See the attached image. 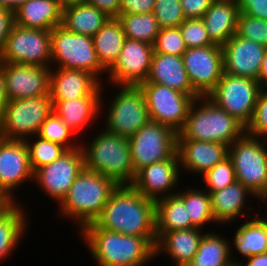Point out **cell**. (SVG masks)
I'll return each mask as SVG.
<instances>
[{
  "mask_svg": "<svg viewBox=\"0 0 267 266\" xmlns=\"http://www.w3.org/2000/svg\"><path fill=\"white\" fill-rule=\"evenodd\" d=\"M103 130L94 135L91 143L81 142L85 168L111 178L118 186L131 185L136 173L129 139Z\"/></svg>",
  "mask_w": 267,
  "mask_h": 266,
  "instance_id": "5b68a950",
  "label": "cell"
},
{
  "mask_svg": "<svg viewBox=\"0 0 267 266\" xmlns=\"http://www.w3.org/2000/svg\"><path fill=\"white\" fill-rule=\"evenodd\" d=\"M110 18L93 5L78 3L63 8L62 26L71 32L93 37Z\"/></svg>",
  "mask_w": 267,
  "mask_h": 266,
  "instance_id": "f546056e",
  "label": "cell"
},
{
  "mask_svg": "<svg viewBox=\"0 0 267 266\" xmlns=\"http://www.w3.org/2000/svg\"><path fill=\"white\" fill-rule=\"evenodd\" d=\"M236 34L267 47V20L253 18L240 13Z\"/></svg>",
  "mask_w": 267,
  "mask_h": 266,
  "instance_id": "7bdbcfd3",
  "label": "cell"
},
{
  "mask_svg": "<svg viewBox=\"0 0 267 266\" xmlns=\"http://www.w3.org/2000/svg\"><path fill=\"white\" fill-rule=\"evenodd\" d=\"M260 91L257 80L223 72L207 97L247 127L253 117Z\"/></svg>",
  "mask_w": 267,
  "mask_h": 266,
  "instance_id": "30bf717a",
  "label": "cell"
},
{
  "mask_svg": "<svg viewBox=\"0 0 267 266\" xmlns=\"http://www.w3.org/2000/svg\"><path fill=\"white\" fill-rule=\"evenodd\" d=\"M257 199L258 200L260 199L261 202H267V186H266L264 192Z\"/></svg>",
  "mask_w": 267,
  "mask_h": 266,
  "instance_id": "6f0895ef",
  "label": "cell"
},
{
  "mask_svg": "<svg viewBox=\"0 0 267 266\" xmlns=\"http://www.w3.org/2000/svg\"><path fill=\"white\" fill-rule=\"evenodd\" d=\"M181 166L176 153L168 160L155 162L140 169L131 186L145 198L157 201L163 197L176 194Z\"/></svg>",
  "mask_w": 267,
  "mask_h": 266,
  "instance_id": "ac0fdd59",
  "label": "cell"
},
{
  "mask_svg": "<svg viewBox=\"0 0 267 266\" xmlns=\"http://www.w3.org/2000/svg\"><path fill=\"white\" fill-rule=\"evenodd\" d=\"M7 98L49 95L51 67L3 62Z\"/></svg>",
  "mask_w": 267,
  "mask_h": 266,
  "instance_id": "d6986e66",
  "label": "cell"
},
{
  "mask_svg": "<svg viewBox=\"0 0 267 266\" xmlns=\"http://www.w3.org/2000/svg\"><path fill=\"white\" fill-rule=\"evenodd\" d=\"M203 232L198 228L166 232L156 242L155 256L164 252L176 266H187L197 253Z\"/></svg>",
  "mask_w": 267,
  "mask_h": 266,
  "instance_id": "4316f807",
  "label": "cell"
},
{
  "mask_svg": "<svg viewBox=\"0 0 267 266\" xmlns=\"http://www.w3.org/2000/svg\"><path fill=\"white\" fill-rule=\"evenodd\" d=\"M249 136L267 140V89H261L251 122L246 127Z\"/></svg>",
  "mask_w": 267,
  "mask_h": 266,
  "instance_id": "ee69618b",
  "label": "cell"
},
{
  "mask_svg": "<svg viewBox=\"0 0 267 266\" xmlns=\"http://www.w3.org/2000/svg\"><path fill=\"white\" fill-rule=\"evenodd\" d=\"M181 189V190H180ZM178 189L177 194L184 200L187 207L188 217H190L191 226L204 230L205 225L216 223L213 218L210 195L201 188H188L184 192L182 188Z\"/></svg>",
  "mask_w": 267,
  "mask_h": 266,
  "instance_id": "e575fe53",
  "label": "cell"
},
{
  "mask_svg": "<svg viewBox=\"0 0 267 266\" xmlns=\"http://www.w3.org/2000/svg\"><path fill=\"white\" fill-rule=\"evenodd\" d=\"M153 53L152 44L126 38L118 60L107 72L108 82L114 86H138L145 82L150 72Z\"/></svg>",
  "mask_w": 267,
  "mask_h": 266,
  "instance_id": "e0dca14e",
  "label": "cell"
},
{
  "mask_svg": "<svg viewBox=\"0 0 267 266\" xmlns=\"http://www.w3.org/2000/svg\"><path fill=\"white\" fill-rule=\"evenodd\" d=\"M155 0H121L119 14L151 13Z\"/></svg>",
  "mask_w": 267,
  "mask_h": 266,
  "instance_id": "7dc6e473",
  "label": "cell"
},
{
  "mask_svg": "<svg viewBox=\"0 0 267 266\" xmlns=\"http://www.w3.org/2000/svg\"><path fill=\"white\" fill-rule=\"evenodd\" d=\"M118 185L109 177L84 169L75 178L68 193L59 203L61 217L75 220L80 232L86 225L94 223Z\"/></svg>",
  "mask_w": 267,
  "mask_h": 266,
  "instance_id": "3957f363",
  "label": "cell"
},
{
  "mask_svg": "<svg viewBox=\"0 0 267 266\" xmlns=\"http://www.w3.org/2000/svg\"><path fill=\"white\" fill-rule=\"evenodd\" d=\"M37 135L43 139L60 144L67 150L81 147V141L75 143L76 139H73V137L77 136L75 132L72 131L53 111L42 123Z\"/></svg>",
  "mask_w": 267,
  "mask_h": 266,
  "instance_id": "74e56055",
  "label": "cell"
},
{
  "mask_svg": "<svg viewBox=\"0 0 267 266\" xmlns=\"http://www.w3.org/2000/svg\"><path fill=\"white\" fill-rule=\"evenodd\" d=\"M177 154L181 169L203 175L229 156V146L223 143L177 139Z\"/></svg>",
  "mask_w": 267,
  "mask_h": 266,
  "instance_id": "7402d4cb",
  "label": "cell"
},
{
  "mask_svg": "<svg viewBox=\"0 0 267 266\" xmlns=\"http://www.w3.org/2000/svg\"><path fill=\"white\" fill-rule=\"evenodd\" d=\"M18 203H6L0 209V262L10 256L29 228L25 208Z\"/></svg>",
  "mask_w": 267,
  "mask_h": 266,
  "instance_id": "f1b7e54d",
  "label": "cell"
},
{
  "mask_svg": "<svg viewBox=\"0 0 267 266\" xmlns=\"http://www.w3.org/2000/svg\"><path fill=\"white\" fill-rule=\"evenodd\" d=\"M86 3L95 6L111 18H117L120 11L121 0H86Z\"/></svg>",
  "mask_w": 267,
  "mask_h": 266,
  "instance_id": "681fc988",
  "label": "cell"
},
{
  "mask_svg": "<svg viewBox=\"0 0 267 266\" xmlns=\"http://www.w3.org/2000/svg\"><path fill=\"white\" fill-rule=\"evenodd\" d=\"M209 195L213 218L219 225L232 223L235 219L241 218L239 216H246L243 210L245 211L247 199L249 195L250 197H255L252 192L238 181L222 190L213 191Z\"/></svg>",
  "mask_w": 267,
  "mask_h": 266,
  "instance_id": "83f0119b",
  "label": "cell"
},
{
  "mask_svg": "<svg viewBox=\"0 0 267 266\" xmlns=\"http://www.w3.org/2000/svg\"><path fill=\"white\" fill-rule=\"evenodd\" d=\"M14 25V11L0 7V54Z\"/></svg>",
  "mask_w": 267,
  "mask_h": 266,
  "instance_id": "c3c4849f",
  "label": "cell"
},
{
  "mask_svg": "<svg viewBox=\"0 0 267 266\" xmlns=\"http://www.w3.org/2000/svg\"><path fill=\"white\" fill-rule=\"evenodd\" d=\"M247 219L238 227L231 242V249L235 248L234 250L245 257L244 259L267 252L266 225L256 215V212L253 217L249 219L248 216Z\"/></svg>",
  "mask_w": 267,
  "mask_h": 266,
  "instance_id": "836d02e7",
  "label": "cell"
},
{
  "mask_svg": "<svg viewBox=\"0 0 267 266\" xmlns=\"http://www.w3.org/2000/svg\"><path fill=\"white\" fill-rule=\"evenodd\" d=\"M32 178L34 172L24 140L0 138V198L5 203L17 201L14 191Z\"/></svg>",
  "mask_w": 267,
  "mask_h": 266,
  "instance_id": "5bb4252c",
  "label": "cell"
},
{
  "mask_svg": "<svg viewBox=\"0 0 267 266\" xmlns=\"http://www.w3.org/2000/svg\"><path fill=\"white\" fill-rule=\"evenodd\" d=\"M267 140L244 134L229 146L236 180L258 198L267 186Z\"/></svg>",
  "mask_w": 267,
  "mask_h": 266,
  "instance_id": "ba28073f",
  "label": "cell"
},
{
  "mask_svg": "<svg viewBox=\"0 0 267 266\" xmlns=\"http://www.w3.org/2000/svg\"><path fill=\"white\" fill-rule=\"evenodd\" d=\"M214 0H180L185 19L202 18Z\"/></svg>",
  "mask_w": 267,
  "mask_h": 266,
  "instance_id": "bcb514c9",
  "label": "cell"
},
{
  "mask_svg": "<svg viewBox=\"0 0 267 266\" xmlns=\"http://www.w3.org/2000/svg\"><path fill=\"white\" fill-rule=\"evenodd\" d=\"M257 81L261 89H267V48L264 53V58Z\"/></svg>",
  "mask_w": 267,
  "mask_h": 266,
  "instance_id": "f5cc1de1",
  "label": "cell"
},
{
  "mask_svg": "<svg viewBox=\"0 0 267 266\" xmlns=\"http://www.w3.org/2000/svg\"><path fill=\"white\" fill-rule=\"evenodd\" d=\"M85 227H100L131 236H157L155 201L131 185H120L109 196L99 217Z\"/></svg>",
  "mask_w": 267,
  "mask_h": 266,
  "instance_id": "6da1fadb",
  "label": "cell"
},
{
  "mask_svg": "<svg viewBox=\"0 0 267 266\" xmlns=\"http://www.w3.org/2000/svg\"><path fill=\"white\" fill-rule=\"evenodd\" d=\"M9 102L7 98L6 85H5V75L3 62L0 61V117L3 113L4 107Z\"/></svg>",
  "mask_w": 267,
  "mask_h": 266,
  "instance_id": "f907efd6",
  "label": "cell"
},
{
  "mask_svg": "<svg viewBox=\"0 0 267 266\" xmlns=\"http://www.w3.org/2000/svg\"><path fill=\"white\" fill-rule=\"evenodd\" d=\"M153 49L154 53L182 56L187 50V46L181 35L180 28H161L153 44Z\"/></svg>",
  "mask_w": 267,
  "mask_h": 266,
  "instance_id": "ab89813d",
  "label": "cell"
},
{
  "mask_svg": "<svg viewBox=\"0 0 267 266\" xmlns=\"http://www.w3.org/2000/svg\"><path fill=\"white\" fill-rule=\"evenodd\" d=\"M26 1L27 0H0V7L14 11Z\"/></svg>",
  "mask_w": 267,
  "mask_h": 266,
  "instance_id": "db71d44e",
  "label": "cell"
},
{
  "mask_svg": "<svg viewBox=\"0 0 267 266\" xmlns=\"http://www.w3.org/2000/svg\"><path fill=\"white\" fill-rule=\"evenodd\" d=\"M51 31L13 25L0 61L33 66H51Z\"/></svg>",
  "mask_w": 267,
  "mask_h": 266,
  "instance_id": "7c38bea8",
  "label": "cell"
},
{
  "mask_svg": "<svg viewBox=\"0 0 267 266\" xmlns=\"http://www.w3.org/2000/svg\"><path fill=\"white\" fill-rule=\"evenodd\" d=\"M31 138L25 139L24 142L28 148L30 165L33 172L52 163L67 151L64 146L43 139L38 135H34Z\"/></svg>",
  "mask_w": 267,
  "mask_h": 266,
  "instance_id": "8d00e7d4",
  "label": "cell"
},
{
  "mask_svg": "<svg viewBox=\"0 0 267 266\" xmlns=\"http://www.w3.org/2000/svg\"><path fill=\"white\" fill-rule=\"evenodd\" d=\"M266 48L235 33L222 46L224 72L257 80Z\"/></svg>",
  "mask_w": 267,
  "mask_h": 266,
  "instance_id": "ffe728a7",
  "label": "cell"
},
{
  "mask_svg": "<svg viewBox=\"0 0 267 266\" xmlns=\"http://www.w3.org/2000/svg\"><path fill=\"white\" fill-rule=\"evenodd\" d=\"M101 96H86L71 100H52V110L77 136L81 132L94 125L95 119H99L104 104ZM101 109V110H100ZM91 124V125H90ZM85 128V129H84Z\"/></svg>",
  "mask_w": 267,
  "mask_h": 266,
  "instance_id": "cb8c5ba5",
  "label": "cell"
},
{
  "mask_svg": "<svg viewBox=\"0 0 267 266\" xmlns=\"http://www.w3.org/2000/svg\"><path fill=\"white\" fill-rule=\"evenodd\" d=\"M230 242L215 231L206 232L187 266H237L240 261L233 258Z\"/></svg>",
  "mask_w": 267,
  "mask_h": 266,
  "instance_id": "4dcf8cb0",
  "label": "cell"
},
{
  "mask_svg": "<svg viewBox=\"0 0 267 266\" xmlns=\"http://www.w3.org/2000/svg\"><path fill=\"white\" fill-rule=\"evenodd\" d=\"M55 68L51 67L50 73L49 95L52 100L101 96L103 82L100 83L91 73L77 69Z\"/></svg>",
  "mask_w": 267,
  "mask_h": 266,
  "instance_id": "44dd1931",
  "label": "cell"
},
{
  "mask_svg": "<svg viewBox=\"0 0 267 266\" xmlns=\"http://www.w3.org/2000/svg\"><path fill=\"white\" fill-rule=\"evenodd\" d=\"M62 15L63 7L59 0H27L14 10V24L51 31L62 25Z\"/></svg>",
  "mask_w": 267,
  "mask_h": 266,
  "instance_id": "d4e9b609",
  "label": "cell"
},
{
  "mask_svg": "<svg viewBox=\"0 0 267 266\" xmlns=\"http://www.w3.org/2000/svg\"><path fill=\"white\" fill-rule=\"evenodd\" d=\"M115 87L118 92L108 104L105 130L129 139L150 120L148 109L139 86Z\"/></svg>",
  "mask_w": 267,
  "mask_h": 266,
  "instance_id": "9c48e42d",
  "label": "cell"
},
{
  "mask_svg": "<svg viewBox=\"0 0 267 266\" xmlns=\"http://www.w3.org/2000/svg\"><path fill=\"white\" fill-rule=\"evenodd\" d=\"M246 262H240L237 266H267V252L246 258ZM244 263V264H243Z\"/></svg>",
  "mask_w": 267,
  "mask_h": 266,
  "instance_id": "816d5d0a",
  "label": "cell"
},
{
  "mask_svg": "<svg viewBox=\"0 0 267 266\" xmlns=\"http://www.w3.org/2000/svg\"><path fill=\"white\" fill-rule=\"evenodd\" d=\"M6 203L0 198V209L5 205Z\"/></svg>",
  "mask_w": 267,
  "mask_h": 266,
  "instance_id": "680465c9",
  "label": "cell"
},
{
  "mask_svg": "<svg viewBox=\"0 0 267 266\" xmlns=\"http://www.w3.org/2000/svg\"><path fill=\"white\" fill-rule=\"evenodd\" d=\"M157 240L166 232L190 229V217L184 200L176 193L155 202Z\"/></svg>",
  "mask_w": 267,
  "mask_h": 266,
  "instance_id": "1f68e13d",
  "label": "cell"
},
{
  "mask_svg": "<svg viewBox=\"0 0 267 266\" xmlns=\"http://www.w3.org/2000/svg\"><path fill=\"white\" fill-rule=\"evenodd\" d=\"M102 67L108 72L119 58L126 36L117 18H110L92 37Z\"/></svg>",
  "mask_w": 267,
  "mask_h": 266,
  "instance_id": "d6a6232c",
  "label": "cell"
},
{
  "mask_svg": "<svg viewBox=\"0 0 267 266\" xmlns=\"http://www.w3.org/2000/svg\"><path fill=\"white\" fill-rule=\"evenodd\" d=\"M142 83H156L190 95L194 100L200 96L194 91L182 56L153 53L148 78Z\"/></svg>",
  "mask_w": 267,
  "mask_h": 266,
  "instance_id": "603a6c76",
  "label": "cell"
},
{
  "mask_svg": "<svg viewBox=\"0 0 267 266\" xmlns=\"http://www.w3.org/2000/svg\"><path fill=\"white\" fill-rule=\"evenodd\" d=\"M52 107L50 95L10 100L0 117V138L25 140L37 135Z\"/></svg>",
  "mask_w": 267,
  "mask_h": 266,
  "instance_id": "52a82bcc",
  "label": "cell"
},
{
  "mask_svg": "<svg viewBox=\"0 0 267 266\" xmlns=\"http://www.w3.org/2000/svg\"><path fill=\"white\" fill-rule=\"evenodd\" d=\"M240 13L267 20V0H237Z\"/></svg>",
  "mask_w": 267,
  "mask_h": 266,
  "instance_id": "f6af8a7d",
  "label": "cell"
},
{
  "mask_svg": "<svg viewBox=\"0 0 267 266\" xmlns=\"http://www.w3.org/2000/svg\"><path fill=\"white\" fill-rule=\"evenodd\" d=\"M202 177V182L206 185L205 190L208 193L222 190L237 181L233 162L229 156L206 171Z\"/></svg>",
  "mask_w": 267,
  "mask_h": 266,
  "instance_id": "f35d334b",
  "label": "cell"
},
{
  "mask_svg": "<svg viewBox=\"0 0 267 266\" xmlns=\"http://www.w3.org/2000/svg\"><path fill=\"white\" fill-rule=\"evenodd\" d=\"M120 21L126 38L154 44L160 26L153 13L119 14Z\"/></svg>",
  "mask_w": 267,
  "mask_h": 266,
  "instance_id": "d590c367",
  "label": "cell"
},
{
  "mask_svg": "<svg viewBox=\"0 0 267 266\" xmlns=\"http://www.w3.org/2000/svg\"><path fill=\"white\" fill-rule=\"evenodd\" d=\"M264 203H266L267 204V202H264ZM267 209V208H266ZM267 211V210H266ZM259 211L257 210V213H256V215L261 219V221L266 225V228H267V214L265 215V213H264V216H262L261 217V212L260 213H258Z\"/></svg>",
  "mask_w": 267,
  "mask_h": 266,
  "instance_id": "9f6ffc18",
  "label": "cell"
},
{
  "mask_svg": "<svg viewBox=\"0 0 267 266\" xmlns=\"http://www.w3.org/2000/svg\"><path fill=\"white\" fill-rule=\"evenodd\" d=\"M78 3H86V0H62V7Z\"/></svg>",
  "mask_w": 267,
  "mask_h": 266,
  "instance_id": "11a10c76",
  "label": "cell"
},
{
  "mask_svg": "<svg viewBox=\"0 0 267 266\" xmlns=\"http://www.w3.org/2000/svg\"><path fill=\"white\" fill-rule=\"evenodd\" d=\"M144 95L149 118L179 132L186 121L194 99L187 94L156 83L138 85Z\"/></svg>",
  "mask_w": 267,
  "mask_h": 266,
  "instance_id": "4fadbf2b",
  "label": "cell"
},
{
  "mask_svg": "<svg viewBox=\"0 0 267 266\" xmlns=\"http://www.w3.org/2000/svg\"><path fill=\"white\" fill-rule=\"evenodd\" d=\"M245 133L246 127L235 117L208 97H199L191 104L177 139L217 142L230 146Z\"/></svg>",
  "mask_w": 267,
  "mask_h": 266,
  "instance_id": "277c9868",
  "label": "cell"
},
{
  "mask_svg": "<svg viewBox=\"0 0 267 266\" xmlns=\"http://www.w3.org/2000/svg\"><path fill=\"white\" fill-rule=\"evenodd\" d=\"M84 167L82 147L70 149L52 163L37 169L33 180L42 192L60 203Z\"/></svg>",
  "mask_w": 267,
  "mask_h": 266,
  "instance_id": "9a60e30c",
  "label": "cell"
},
{
  "mask_svg": "<svg viewBox=\"0 0 267 266\" xmlns=\"http://www.w3.org/2000/svg\"><path fill=\"white\" fill-rule=\"evenodd\" d=\"M240 14L237 0H214L202 17L210 40L223 46L236 32Z\"/></svg>",
  "mask_w": 267,
  "mask_h": 266,
  "instance_id": "484cf974",
  "label": "cell"
},
{
  "mask_svg": "<svg viewBox=\"0 0 267 266\" xmlns=\"http://www.w3.org/2000/svg\"><path fill=\"white\" fill-rule=\"evenodd\" d=\"M182 59L194 91L200 97H207L224 72L222 46L187 48Z\"/></svg>",
  "mask_w": 267,
  "mask_h": 266,
  "instance_id": "2e32d148",
  "label": "cell"
},
{
  "mask_svg": "<svg viewBox=\"0 0 267 266\" xmlns=\"http://www.w3.org/2000/svg\"><path fill=\"white\" fill-rule=\"evenodd\" d=\"M179 28L187 48H199L214 45L208 36L202 18L185 19L179 25Z\"/></svg>",
  "mask_w": 267,
  "mask_h": 266,
  "instance_id": "b9f144b4",
  "label": "cell"
},
{
  "mask_svg": "<svg viewBox=\"0 0 267 266\" xmlns=\"http://www.w3.org/2000/svg\"><path fill=\"white\" fill-rule=\"evenodd\" d=\"M152 13L160 28L179 27L185 20L180 0H155Z\"/></svg>",
  "mask_w": 267,
  "mask_h": 266,
  "instance_id": "60d3db41",
  "label": "cell"
},
{
  "mask_svg": "<svg viewBox=\"0 0 267 266\" xmlns=\"http://www.w3.org/2000/svg\"><path fill=\"white\" fill-rule=\"evenodd\" d=\"M50 47L51 67L86 71L102 82L100 75L107 71L98 60L92 37L71 32L61 25L51 30Z\"/></svg>",
  "mask_w": 267,
  "mask_h": 266,
  "instance_id": "8992f818",
  "label": "cell"
},
{
  "mask_svg": "<svg viewBox=\"0 0 267 266\" xmlns=\"http://www.w3.org/2000/svg\"><path fill=\"white\" fill-rule=\"evenodd\" d=\"M79 235L98 266H145L155 260L157 236H131L100 227H84Z\"/></svg>",
  "mask_w": 267,
  "mask_h": 266,
  "instance_id": "7a4b0ae2",
  "label": "cell"
},
{
  "mask_svg": "<svg viewBox=\"0 0 267 266\" xmlns=\"http://www.w3.org/2000/svg\"><path fill=\"white\" fill-rule=\"evenodd\" d=\"M177 137L178 133L170 127L149 120L129 138L135 173L145 166L173 157L177 153Z\"/></svg>",
  "mask_w": 267,
  "mask_h": 266,
  "instance_id": "8fae6325",
  "label": "cell"
}]
</instances>
